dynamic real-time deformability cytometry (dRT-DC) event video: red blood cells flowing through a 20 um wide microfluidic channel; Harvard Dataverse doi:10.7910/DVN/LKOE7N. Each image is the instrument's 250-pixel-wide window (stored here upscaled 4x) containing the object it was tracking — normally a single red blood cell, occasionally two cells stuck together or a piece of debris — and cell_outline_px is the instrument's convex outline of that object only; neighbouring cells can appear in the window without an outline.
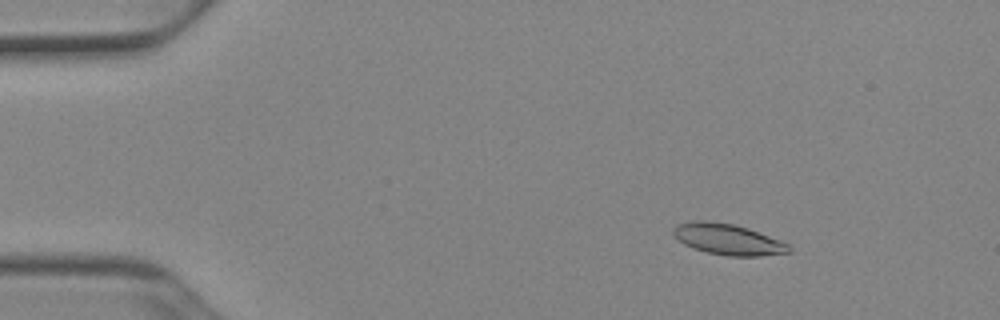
{"species": "Egyptian fruit bat (a non-hibernating species)", "species_latin": "Rousettus aegyptiacus", "temperature_condition": "cold", "stored_images_in_passage": 53, "camera_frame_rate_fps": 3000, "um_per_image_px": 0.085, "animal": {"sex": "female"}, "frame": {"image": 1, "passage_image": 8, "time_ms": 2.333, "image_size_px": [1000, 320], "cell_outline_px": [[792, 252], [760, 256], [728, 256], [708, 252], [692, 248], [684, 244], [672, 236], [672, 228], [676, 224], [692, 220], [704, 220], [732, 224], [748, 228], [780, 240], [788, 244], [792, 248]], "centroid_in_image_um": [61.84, 20.34], "position_along_channel_um": 23.2, "area_um2": 21.04}}
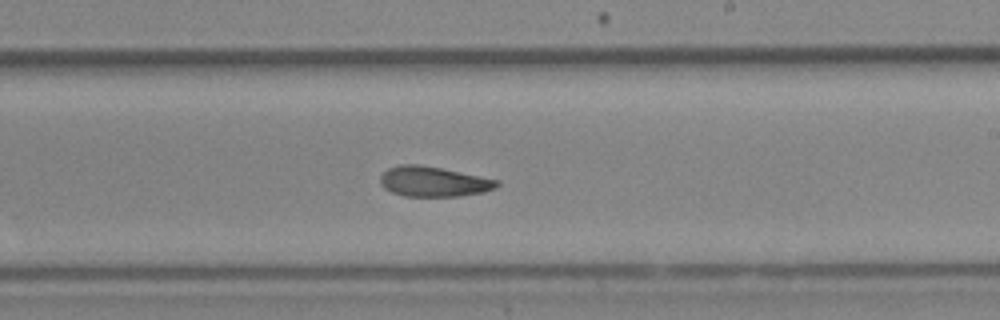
{"frame": {"image": 2, "passage_image": 32, "time_ms": 10.333, "image_size_px": [1000, 320], "cell_outline_px": [[500, 184], [496, 188], [484, 192], [460, 196], [404, 196], [392, 192], [384, 188], [380, 184], [380, 176], [388, 168], [400, 164], [420, 164], [500, 180]], "centroid_in_image_um": [36.85, 15.43], "position_along_channel_um": 252.1, "area_um2": 20.52}}
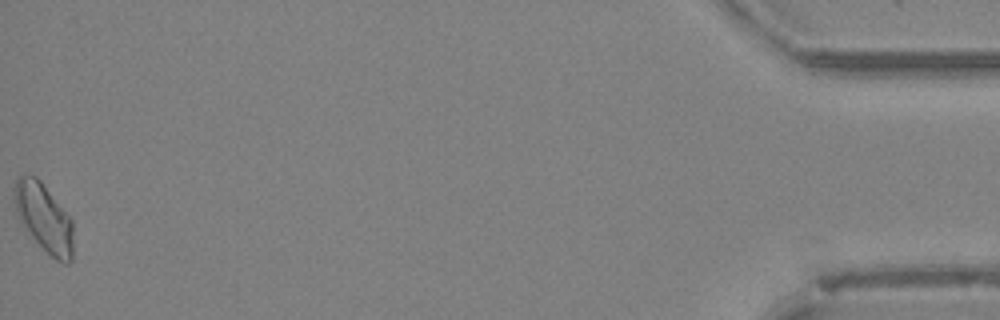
{"frame": {"image": 3, "passage_image": 53, "time_ms": 17.333, "image_size_px": [1000, 320], "cell_outline_px": [[72, 260], [68, 264], [64, 264], [56, 260], [32, 236], [20, 220], [16, 212], [12, 196], [12, 188], [16, 180], [20, 176], [36, 176], [40, 180], [72, 220]], "centroid_in_image_um": [3.71, 18.48], "position_along_channel_um": 431.5, "area_um2": 23.06}, "authors_computed_cell_mechanics": {"area_um2": 20.8658, "velocity_mm_per_s": 3.9123, "shape_relaxation_time_tau1_ms": null, "shape_relaxation_time_tau2_ms": 4.95, "deformation_change_tau1": null, "deformation_change_tau2": 0.1149}}